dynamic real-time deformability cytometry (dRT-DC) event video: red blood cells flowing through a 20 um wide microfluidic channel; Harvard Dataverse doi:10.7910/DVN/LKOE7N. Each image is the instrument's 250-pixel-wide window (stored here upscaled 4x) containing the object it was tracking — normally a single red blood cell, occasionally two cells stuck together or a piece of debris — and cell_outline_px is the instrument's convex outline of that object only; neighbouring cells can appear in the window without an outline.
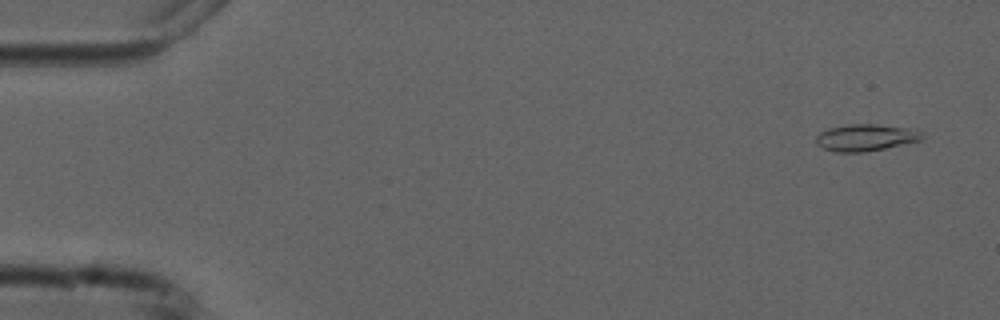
{"species": "common noctule bat (a hibernating species)", "species_latin": "Nyctalus noctula", "temperature_condition": "cold", "stored_images_in_passage": 8, "camera_frame_rate_fps": 3000, "um_per_image_px": 0.085, "animal": {"sex": "male", "forearm_length_mm": 52.5}, "frame": {"image": 1, "passage_image": 1, "time_ms": 0.0, "image_size_px": [1000, 320], "cell_outline_px": [[924, 140], [864, 152], [836, 152], [824, 148], [816, 144], [816, 136], [820, 132], [828, 128], [848, 124], [876, 124], [916, 128], [924, 132]], "centroid_in_image_um": [73.65, 11.68], "position_along_channel_um": 11.3, "area_um2": 16.88}}
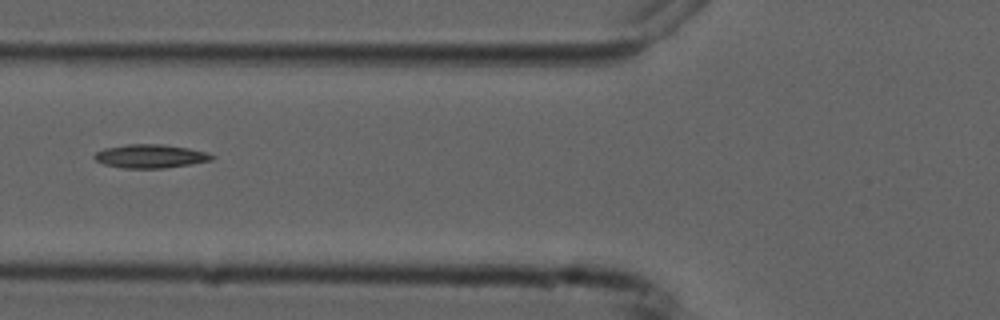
{"frame": {"image": 2, "passage_image": 6, "time_ms": 6.0, "image_size_px": [1000, 320], "cell_outline_px": [[216, 156], [212, 160], [192, 164], [164, 168], [124, 168], [104, 164], [96, 160], [92, 156], [96, 152], [104, 148], [128, 144], [160, 144], [188, 148], [208, 152]], "centroid_in_image_um": [12.8, 13.27], "position_along_channel_um": 113.0, "area_um2": 16.18}}
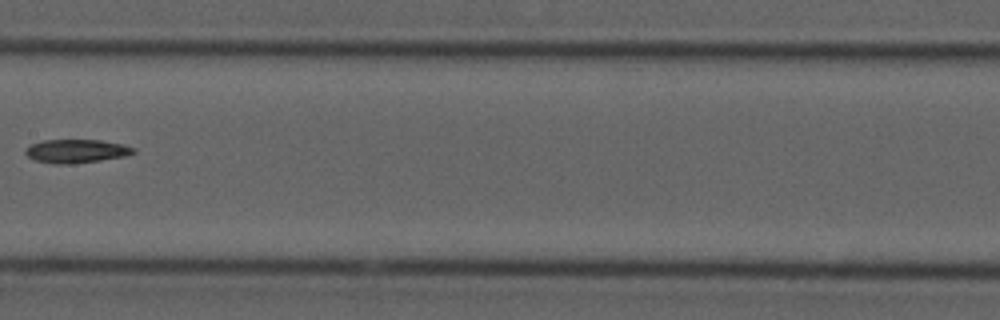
{"frame": {"image": 3, "passage_image": 8, "time_ms": 8.333, "image_size_px": [1000, 320], "cell_outline_px": [[136, 152], [128, 156], [100, 160], [68, 164], [52, 164], [32, 160], [24, 152], [32, 144], [44, 140], [100, 140], [124, 144], [136, 148]], "centroid_in_image_um": [6.53, 12.85], "position_along_channel_um": 200.9, "area_um2": 14.91}}